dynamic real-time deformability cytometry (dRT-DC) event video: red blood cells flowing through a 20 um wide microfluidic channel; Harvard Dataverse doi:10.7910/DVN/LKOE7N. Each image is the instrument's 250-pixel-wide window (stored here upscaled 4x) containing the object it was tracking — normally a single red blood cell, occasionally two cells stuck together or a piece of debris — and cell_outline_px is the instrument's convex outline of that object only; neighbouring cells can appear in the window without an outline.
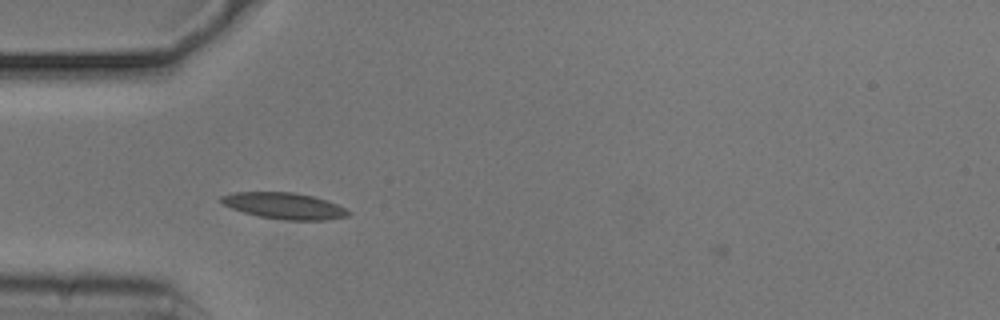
{"species": "common noctule bat (a hibernating species)", "species_latin": "Nyctalus noctula", "temperature_condition": "cold", "stored_images_in_passage": 41, "camera_frame_rate_fps": 3000, "um_per_image_px": 0.085, "animal": {"sex": "male", "body_mass_g": 20.5, "forearm_length_mm": 52.5}, "frame": {"image": 1, "passage_image": 3, "time_ms": 0.667, "image_size_px": [1000, 320], "cell_outline_px": [[352, 212], [348, 216], [324, 220], [284, 220], [256, 216], [220, 204], [220, 196], [232, 192], [292, 192], [312, 196], [328, 200]], "centroid_in_image_um": [24.13, 17.49], "position_along_channel_um": 60.9, "area_um2": 19.59}}
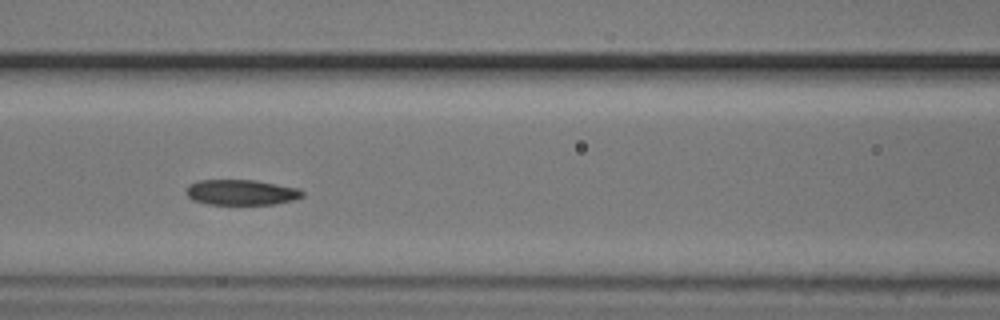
{"frame": {"image": 2, "passage_image": 10, "time_ms": 3.0, "image_size_px": [1000, 320], "cell_outline_px": [[304, 196], [292, 200], [276, 204], [208, 204], [192, 200], [184, 192], [188, 184], [196, 180], [256, 180], [300, 188], [304, 192]], "centroid_in_image_um": [20.49, 16.34], "position_along_channel_um": 146.1, "area_um2": 17.46}}
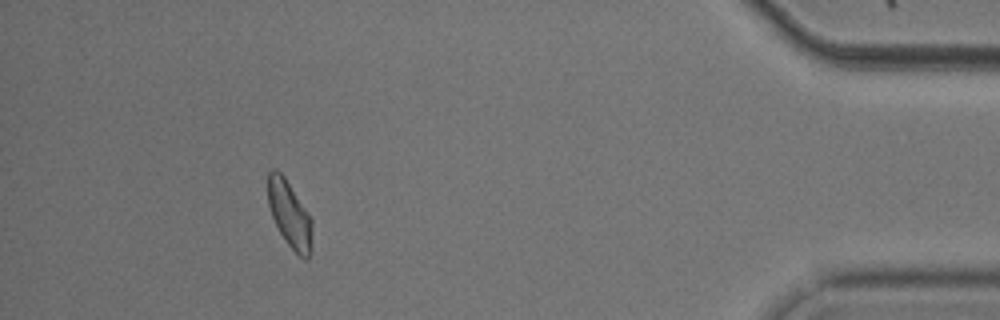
{"frame": {"image": 3, "passage_image": 36, "time_ms": 11.667, "image_size_px": [1000, 320], "cell_outline_px": [[312, 252], [308, 260], [304, 260], [284, 240], [272, 216], [268, 204], [268, 172], [272, 168], [276, 168], [284, 176], [308, 212], [312, 220]], "centroid_in_image_um": [24.63, 18.24], "position_along_channel_um": 410.6, "area_um2": 17.28}, "authors_computed_cell_mechanics": {"area_um2": 17.5134, "velocity_mm_per_s": 3.7124, "shape_relaxation_time_tau1_ms": null, "shape_relaxation_time_tau2_ms": 6.5849, "deformation_change_tau1": null, "deformation_change_tau2": 0.1188}}